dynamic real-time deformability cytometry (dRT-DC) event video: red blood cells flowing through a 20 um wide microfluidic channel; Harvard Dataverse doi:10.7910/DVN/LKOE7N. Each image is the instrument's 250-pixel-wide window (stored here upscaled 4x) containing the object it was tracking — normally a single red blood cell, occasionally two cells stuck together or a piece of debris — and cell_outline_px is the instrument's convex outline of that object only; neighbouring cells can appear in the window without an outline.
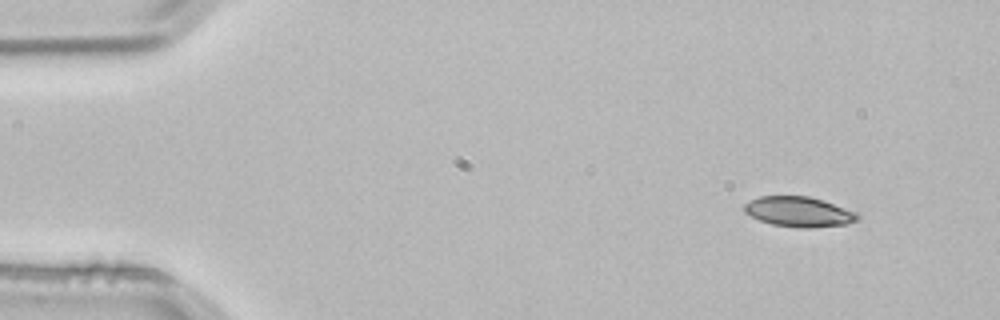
{"species": "common noctule bat (a hibernating species)", "species_latin": "Nyctalus noctula", "temperature_condition": "room temperature", "stored_images_in_passage": 3, "camera_frame_rate_fps": 3000, "um_per_image_px": 0.085, "animal": {"sex": "male", "body_mass_g": 21.5, "forearm_length_mm": 52.0}, "frame": {"image": 1, "passage_image": 1, "time_ms": 0.0, "image_size_px": [1000, 320], "cell_outline_px": [[860, 216], [856, 220], [848, 224], [808, 228], [804, 228], [772, 224], [760, 220], [744, 212], [744, 204], [760, 196], [808, 196], [824, 200], [856, 212]], "centroid_in_image_um": [67.92, 17.99], "position_along_channel_um": 17.1, "area_um2": 19.71}}
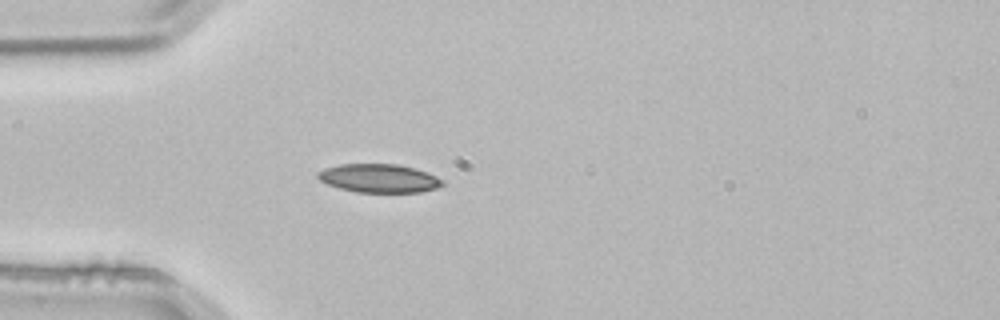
{"frame": {"image": 2, "passage_image": 3, "time_ms": 0.667, "image_size_px": [1000, 320], "cell_outline_px": [[444, 184], [436, 188], [420, 192], [356, 192], [340, 188], [328, 184], [320, 180], [316, 176], [316, 172], [324, 168], [340, 164], [396, 164], [412, 168], [436, 176], [444, 180]], "centroid_in_image_um": [32.18, 15.15], "position_along_channel_um": 52.8, "area_um2": 20.58}}